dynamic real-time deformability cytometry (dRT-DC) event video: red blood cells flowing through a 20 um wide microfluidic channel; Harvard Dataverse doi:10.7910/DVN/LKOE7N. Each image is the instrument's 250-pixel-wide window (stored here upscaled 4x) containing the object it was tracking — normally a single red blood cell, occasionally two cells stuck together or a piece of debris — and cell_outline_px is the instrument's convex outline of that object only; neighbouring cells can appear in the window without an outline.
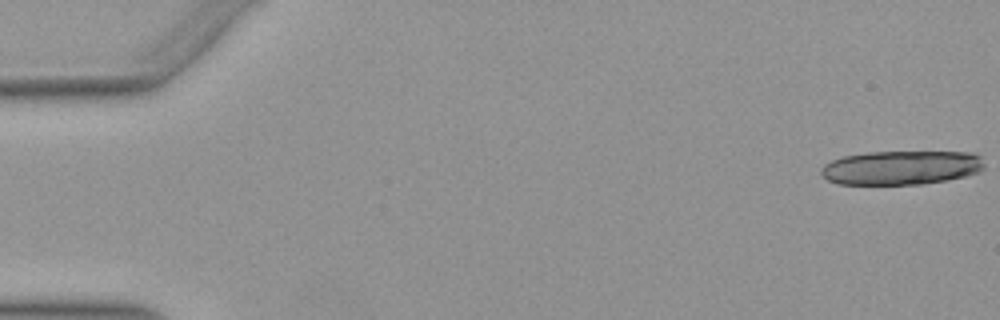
{"species": "Egyptian fruit bat (a non-hibernating species)", "species_latin": "Rousettus aegyptiacus", "temperature_condition": "warm", "stored_images_in_passage": 21, "camera_frame_rate_fps": 3000, "um_per_image_px": 0.085, "animal": {"sex": "female"}, "frame": {"image": 1, "passage_image": 1, "time_ms": 0.0, "image_size_px": [1000, 320], "cell_outline_px": [[984, 168], [976, 172], [964, 176], [944, 180], [920, 184], [840, 184], [828, 180], [820, 172], [820, 168], [824, 164], [832, 160], [844, 156], [868, 152], [972, 152], [980, 156], [984, 164]], "centroid_in_image_um": [76.58, 14.24], "position_along_channel_um": 8.4, "area_um2": 32.19}}